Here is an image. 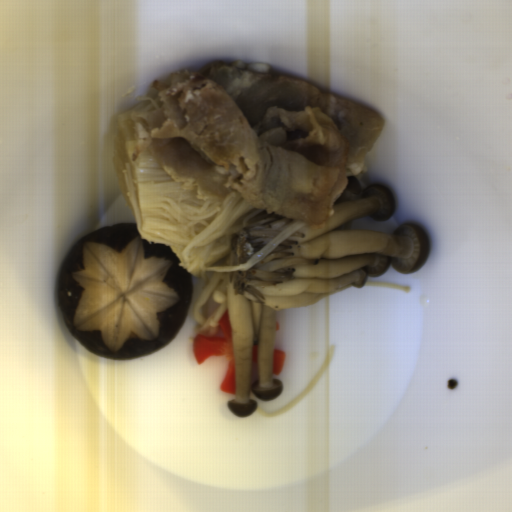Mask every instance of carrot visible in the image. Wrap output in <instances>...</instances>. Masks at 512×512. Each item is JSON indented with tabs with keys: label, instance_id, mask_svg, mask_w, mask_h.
Instances as JSON below:
<instances>
[{
	"label": "carrot",
	"instance_id": "b8716197",
	"mask_svg": "<svg viewBox=\"0 0 512 512\" xmlns=\"http://www.w3.org/2000/svg\"><path fill=\"white\" fill-rule=\"evenodd\" d=\"M218 327L223 336L197 334L193 338L192 350L198 366L210 355H224L228 360V368L220 384V388L236 395L235 354L232 327L228 308L223 313Z\"/></svg>",
	"mask_w": 512,
	"mask_h": 512
},
{
	"label": "carrot",
	"instance_id": "1c9b5961",
	"mask_svg": "<svg viewBox=\"0 0 512 512\" xmlns=\"http://www.w3.org/2000/svg\"><path fill=\"white\" fill-rule=\"evenodd\" d=\"M258 350H259V344H253L252 349H251L252 362L258 363Z\"/></svg>",
	"mask_w": 512,
	"mask_h": 512
},
{
	"label": "carrot",
	"instance_id": "cead05ca",
	"mask_svg": "<svg viewBox=\"0 0 512 512\" xmlns=\"http://www.w3.org/2000/svg\"><path fill=\"white\" fill-rule=\"evenodd\" d=\"M286 354L280 349H274L272 360V374H279L283 368Z\"/></svg>",
	"mask_w": 512,
	"mask_h": 512
},
{
	"label": "carrot",
	"instance_id": "07d2c1c8",
	"mask_svg": "<svg viewBox=\"0 0 512 512\" xmlns=\"http://www.w3.org/2000/svg\"><path fill=\"white\" fill-rule=\"evenodd\" d=\"M275 330H280L279 322H276Z\"/></svg>",
	"mask_w": 512,
	"mask_h": 512
}]
</instances>
